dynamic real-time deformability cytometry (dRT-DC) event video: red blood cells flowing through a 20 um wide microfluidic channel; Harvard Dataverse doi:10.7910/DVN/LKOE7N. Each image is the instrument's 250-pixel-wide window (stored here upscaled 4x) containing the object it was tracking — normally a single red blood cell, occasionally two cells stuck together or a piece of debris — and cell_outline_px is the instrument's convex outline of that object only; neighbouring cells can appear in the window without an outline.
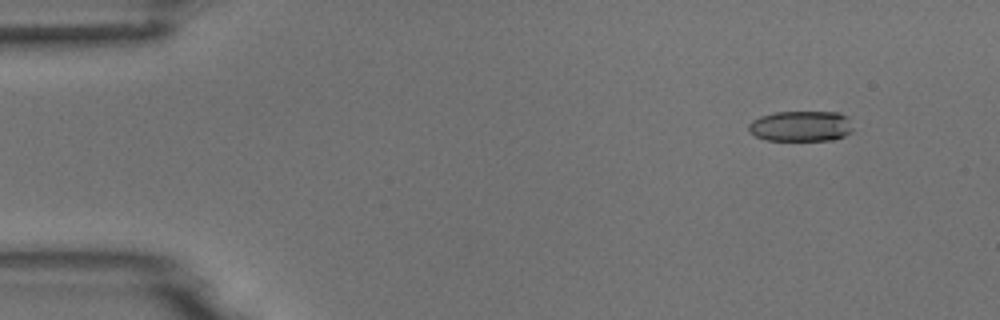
{"species": "common noctule bat (a hibernating species)", "species_latin": "Nyctalus noctula", "temperature_condition": "room temperature", "stored_images_in_passage": 2, "camera_frame_rate_fps": 3000, "um_per_image_px": 0.085, "animal": {"sex": "male", "body_mass_g": 18.8}, "frame": {"image": 1, "passage_image": 1, "time_ms": 0.0, "image_size_px": [1000, 320], "cell_outline_px": [[840, 136], [816, 140], [776, 140], [764, 136], [792, 112], [820, 112], [840, 116]], "centroid_in_image_um": [68.56, 10.79], "position_along_channel_um": 16.4, "area_um2": 12.14}}